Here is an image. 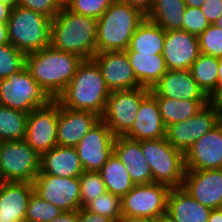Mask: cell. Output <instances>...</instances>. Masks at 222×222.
<instances>
[{
	"mask_svg": "<svg viewBox=\"0 0 222 222\" xmlns=\"http://www.w3.org/2000/svg\"><path fill=\"white\" fill-rule=\"evenodd\" d=\"M111 91L93 60H83L56 101L72 110L91 111L102 116Z\"/></svg>",
	"mask_w": 222,
	"mask_h": 222,
	"instance_id": "1",
	"label": "cell"
},
{
	"mask_svg": "<svg viewBox=\"0 0 222 222\" xmlns=\"http://www.w3.org/2000/svg\"><path fill=\"white\" fill-rule=\"evenodd\" d=\"M84 59L73 53L47 46L27 54V69L32 78L53 99L64 91Z\"/></svg>",
	"mask_w": 222,
	"mask_h": 222,
	"instance_id": "2",
	"label": "cell"
},
{
	"mask_svg": "<svg viewBox=\"0 0 222 222\" xmlns=\"http://www.w3.org/2000/svg\"><path fill=\"white\" fill-rule=\"evenodd\" d=\"M97 25L96 18L61 8L51 21L50 45L90 60L96 53Z\"/></svg>",
	"mask_w": 222,
	"mask_h": 222,
	"instance_id": "3",
	"label": "cell"
},
{
	"mask_svg": "<svg viewBox=\"0 0 222 222\" xmlns=\"http://www.w3.org/2000/svg\"><path fill=\"white\" fill-rule=\"evenodd\" d=\"M145 18L138 8L115 0L97 19L96 52L125 51Z\"/></svg>",
	"mask_w": 222,
	"mask_h": 222,
	"instance_id": "4",
	"label": "cell"
},
{
	"mask_svg": "<svg viewBox=\"0 0 222 222\" xmlns=\"http://www.w3.org/2000/svg\"><path fill=\"white\" fill-rule=\"evenodd\" d=\"M51 21L41 13L16 6L7 22L9 43L26 54L50 46Z\"/></svg>",
	"mask_w": 222,
	"mask_h": 222,
	"instance_id": "5",
	"label": "cell"
},
{
	"mask_svg": "<svg viewBox=\"0 0 222 222\" xmlns=\"http://www.w3.org/2000/svg\"><path fill=\"white\" fill-rule=\"evenodd\" d=\"M141 150L150 165L153 182L181 188L184 180V154L166 138L142 140Z\"/></svg>",
	"mask_w": 222,
	"mask_h": 222,
	"instance_id": "6",
	"label": "cell"
},
{
	"mask_svg": "<svg viewBox=\"0 0 222 222\" xmlns=\"http://www.w3.org/2000/svg\"><path fill=\"white\" fill-rule=\"evenodd\" d=\"M53 99L32 78L27 67L0 80V105L27 114L48 105Z\"/></svg>",
	"mask_w": 222,
	"mask_h": 222,
	"instance_id": "7",
	"label": "cell"
},
{
	"mask_svg": "<svg viewBox=\"0 0 222 222\" xmlns=\"http://www.w3.org/2000/svg\"><path fill=\"white\" fill-rule=\"evenodd\" d=\"M39 155L25 140L0 144V178L4 182H30L40 172Z\"/></svg>",
	"mask_w": 222,
	"mask_h": 222,
	"instance_id": "8",
	"label": "cell"
},
{
	"mask_svg": "<svg viewBox=\"0 0 222 222\" xmlns=\"http://www.w3.org/2000/svg\"><path fill=\"white\" fill-rule=\"evenodd\" d=\"M149 93L150 89L145 87L111 91L101 120L115 136H124L134 124L141 101Z\"/></svg>",
	"mask_w": 222,
	"mask_h": 222,
	"instance_id": "9",
	"label": "cell"
},
{
	"mask_svg": "<svg viewBox=\"0 0 222 222\" xmlns=\"http://www.w3.org/2000/svg\"><path fill=\"white\" fill-rule=\"evenodd\" d=\"M171 187L162 183L135 185L121 198L122 216L155 219L167 213Z\"/></svg>",
	"mask_w": 222,
	"mask_h": 222,
	"instance_id": "10",
	"label": "cell"
},
{
	"mask_svg": "<svg viewBox=\"0 0 222 222\" xmlns=\"http://www.w3.org/2000/svg\"><path fill=\"white\" fill-rule=\"evenodd\" d=\"M221 121V113L211 104L206 105L196 115L166 127V140L183 154L201 136Z\"/></svg>",
	"mask_w": 222,
	"mask_h": 222,
	"instance_id": "11",
	"label": "cell"
},
{
	"mask_svg": "<svg viewBox=\"0 0 222 222\" xmlns=\"http://www.w3.org/2000/svg\"><path fill=\"white\" fill-rule=\"evenodd\" d=\"M34 192L62 211L81 208L79 177H57L41 172L33 181Z\"/></svg>",
	"mask_w": 222,
	"mask_h": 222,
	"instance_id": "12",
	"label": "cell"
},
{
	"mask_svg": "<svg viewBox=\"0 0 222 222\" xmlns=\"http://www.w3.org/2000/svg\"><path fill=\"white\" fill-rule=\"evenodd\" d=\"M59 103L52 100L48 105L28 114L25 141L39 155L57 146V122Z\"/></svg>",
	"mask_w": 222,
	"mask_h": 222,
	"instance_id": "13",
	"label": "cell"
},
{
	"mask_svg": "<svg viewBox=\"0 0 222 222\" xmlns=\"http://www.w3.org/2000/svg\"><path fill=\"white\" fill-rule=\"evenodd\" d=\"M115 135L100 120L75 146L84 171L98 172L113 153Z\"/></svg>",
	"mask_w": 222,
	"mask_h": 222,
	"instance_id": "14",
	"label": "cell"
},
{
	"mask_svg": "<svg viewBox=\"0 0 222 222\" xmlns=\"http://www.w3.org/2000/svg\"><path fill=\"white\" fill-rule=\"evenodd\" d=\"M185 170L222 169V121L184 153Z\"/></svg>",
	"mask_w": 222,
	"mask_h": 222,
	"instance_id": "15",
	"label": "cell"
},
{
	"mask_svg": "<svg viewBox=\"0 0 222 222\" xmlns=\"http://www.w3.org/2000/svg\"><path fill=\"white\" fill-rule=\"evenodd\" d=\"M99 66L110 91L141 87L125 51L96 52L92 58Z\"/></svg>",
	"mask_w": 222,
	"mask_h": 222,
	"instance_id": "16",
	"label": "cell"
},
{
	"mask_svg": "<svg viewBox=\"0 0 222 222\" xmlns=\"http://www.w3.org/2000/svg\"><path fill=\"white\" fill-rule=\"evenodd\" d=\"M182 188L210 209L222 207V169L185 170Z\"/></svg>",
	"mask_w": 222,
	"mask_h": 222,
	"instance_id": "17",
	"label": "cell"
},
{
	"mask_svg": "<svg viewBox=\"0 0 222 222\" xmlns=\"http://www.w3.org/2000/svg\"><path fill=\"white\" fill-rule=\"evenodd\" d=\"M200 54L196 35L181 29L166 31L162 56L168 70H189Z\"/></svg>",
	"mask_w": 222,
	"mask_h": 222,
	"instance_id": "18",
	"label": "cell"
},
{
	"mask_svg": "<svg viewBox=\"0 0 222 222\" xmlns=\"http://www.w3.org/2000/svg\"><path fill=\"white\" fill-rule=\"evenodd\" d=\"M100 120L101 116L94 112L72 110L59 104L57 144L75 147Z\"/></svg>",
	"mask_w": 222,
	"mask_h": 222,
	"instance_id": "19",
	"label": "cell"
},
{
	"mask_svg": "<svg viewBox=\"0 0 222 222\" xmlns=\"http://www.w3.org/2000/svg\"><path fill=\"white\" fill-rule=\"evenodd\" d=\"M154 97L180 100H210L195 82L189 70H168L150 89Z\"/></svg>",
	"mask_w": 222,
	"mask_h": 222,
	"instance_id": "20",
	"label": "cell"
},
{
	"mask_svg": "<svg viewBox=\"0 0 222 222\" xmlns=\"http://www.w3.org/2000/svg\"><path fill=\"white\" fill-rule=\"evenodd\" d=\"M124 136L137 141L166 137V125L161 117L157 99L151 93L141 101L134 124Z\"/></svg>",
	"mask_w": 222,
	"mask_h": 222,
	"instance_id": "21",
	"label": "cell"
},
{
	"mask_svg": "<svg viewBox=\"0 0 222 222\" xmlns=\"http://www.w3.org/2000/svg\"><path fill=\"white\" fill-rule=\"evenodd\" d=\"M113 153L125 165L135 185L153 182L150 165L141 150V141L115 136Z\"/></svg>",
	"mask_w": 222,
	"mask_h": 222,
	"instance_id": "22",
	"label": "cell"
},
{
	"mask_svg": "<svg viewBox=\"0 0 222 222\" xmlns=\"http://www.w3.org/2000/svg\"><path fill=\"white\" fill-rule=\"evenodd\" d=\"M30 182H3L0 188V222L25 221L30 196Z\"/></svg>",
	"mask_w": 222,
	"mask_h": 222,
	"instance_id": "23",
	"label": "cell"
},
{
	"mask_svg": "<svg viewBox=\"0 0 222 222\" xmlns=\"http://www.w3.org/2000/svg\"><path fill=\"white\" fill-rule=\"evenodd\" d=\"M84 171L77 150L70 146H55L41 155L40 172L57 177H79Z\"/></svg>",
	"mask_w": 222,
	"mask_h": 222,
	"instance_id": "24",
	"label": "cell"
},
{
	"mask_svg": "<svg viewBox=\"0 0 222 222\" xmlns=\"http://www.w3.org/2000/svg\"><path fill=\"white\" fill-rule=\"evenodd\" d=\"M210 212L182 187L172 188L168 195L167 213L176 222H208Z\"/></svg>",
	"mask_w": 222,
	"mask_h": 222,
	"instance_id": "25",
	"label": "cell"
},
{
	"mask_svg": "<svg viewBox=\"0 0 222 222\" xmlns=\"http://www.w3.org/2000/svg\"><path fill=\"white\" fill-rule=\"evenodd\" d=\"M135 77L141 87L152 89L160 78L168 71L162 54H140L126 52Z\"/></svg>",
	"mask_w": 222,
	"mask_h": 222,
	"instance_id": "26",
	"label": "cell"
},
{
	"mask_svg": "<svg viewBox=\"0 0 222 222\" xmlns=\"http://www.w3.org/2000/svg\"><path fill=\"white\" fill-rule=\"evenodd\" d=\"M166 31L145 18L133 34L126 52L162 54Z\"/></svg>",
	"mask_w": 222,
	"mask_h": 222,
	"instance_id": "27",
	"label": "cell"
},
{
	"mask_svg": "<svg viewBox=\"0 0 222 222\" xmlns=\"http://www.w3.org/2000/svg\"><path fill=\"white\" fill-rule=\"evenodd\" d=\"M185 8L184 0H153L146 18L165 31L183 30Z\"/></svg>",
	"mask_w": 222,
	"mask_h": 222,
	"instance_id": "28",
	"label": "cell"
},
{
	"mask_svg": "<svg viewBox=\"0 0 222 222\" xmlns=\"http://www.w3.org/2000/svg\"><path fill=\"white\" fill-rule=\"evenodd\" d=\"M157 99L160 114L167 126L196 115L210 100H180L167 97H155Z\"/></svg>",
	"mask_w": 222,
	"mask_h": 222,
	"instance_id": "29",
	"label": "cell"
},
{
	"mask_svg": "<svg viewBox=\"0 0 222 222\" xmlns=\"http://www.w3.org/2000/svg\"><path fill=\"white\" fill-rule=\"evenodd\" d=\"M98 172L105 183L106 190L119 198L135 186L125 165L114 153Z\"/></svg>",
	"mask_w": 222,
	"mask_h": 222,
	"instance_id": "30",
	"label": "cell"
},
{
	"mask_svg": "<svg viewBox=\"0 0 222 222\" xmlns=\"http://www.w3.org/2000/svg\"><path fill=\"white\" fill-rule=\"evenodd\" d=\"M220 58L200 54L189 71L195 82L211 98L218 87V69Z\"/></svg>",
	"mask_w": 222,
	"mask_h": 222,
	"instance_id": "31",
	"label": "cell"
},
{
	"mask_svg": "<svg viewBox=\"0 0 222 222\" xmlns=\"http://www.w3.org/2000/svg\"><path fill=\"white\" fill-rule=\"evenodd\" d=\"M28 114L0 105V140H24Z\"/></svg>",
	"mask_w": 222,
	"mask_h": 222,
	"instance_id": "32",
	"label": "cell"
},
{
	"mask_svg": "<svg viewBox=\"0 0 222 222\" xmlns=\"http://www.w3.org/2000/svg\"><path fill=\"white\" fill-rule=\"evenodd\" d=\"M85 208L92 213L101 214L111 221L120 220L122 217L121 198L108 191L96 196Z\"/></svg>",
	"mask_w": 222,
	"mask_h": 222,
	"instance_id": "33",
	"label": "cell"
},
{
	"mask_svg": "<svg viewBox=\"0 0 222 222\" xmlns=\"http://www.w3.org/2000/svg\"><path fill=\"white\" fill-rule=\"evenodd\" d=\"M26 65V53L19 51L10 43L0 47V80L25 69Z\"/></svg>",
	"mask_w": 222,
	"mask_h": 222,
	"instance_id": "34",
	"label": "cell"
},
{
	"mask_svg": "<svg viewBox=\"0 0 222 222\" xmlns=\"http://www.w3.org/2000/svg\"><path fill=\"white\" fill-rule=\"evenodd\" d=\"M62 210L50 202L43 200L34 191L30 196L26 222H49L50 220L58 217Z\"/></svg>",
	"mask_w": 222,
	"mask_h": 222,
	"instance_id": "35",
	"label": "cell"
},
{
	"mask_svg": "<svg viewBox=\"0 0 222 222\" xmlns=\"http://www.w3.org/2000/svg\"><path fill=\"white\" fill-rule=\"evenodd\" d=\"M81 208H84L96 196L106 192V186L99 172L83 171L79 176Z\"/></svg>",
	"mask_w": 222,
	"mask_h": 222,
	"instance_id": "36",
	"label": "cell"
},
{
	"mask_svg": "<svg viewBox=\"0 0 222 222\" xmlns=\"http://www.w3.org/2000/svg\"><path fill=\"white\" fill-rule=\"evenodd\" d=\"M198 37L200 52L216 58H222V29L210 24Z\"/></svg>",
	"mask_w": 222,
	"mask_h": 222,
	"instance_id": "37",
	"label": "cell"
},
{
	"mask_svg": "<svg viewBox=\"0 0 222 222\" xmlns=\"http://www.w3.org/2000/svg\"><path fill=\"white\" fill-rule=\"evenodd\" d=\"M115 0H72L67 9L80 15L100 18Z\"/></svg>",
	"mask_w": 222,
	"mask_h": 222,
	"instance_id": "38",
	"label": "cell"
},
{
	"mask_svg": "<svg viewBox=\"0 0 222 222\" xmlns=\"http://www.w3.org/2000/svg\"><path fill=\"white\" fill-rule=\"evenodd\" d=\"M210 23L199 7L186 6L184 11L183 30L193 34L200 35L204 32Z\"/></svg>",
	"mask_w": 222,
	"mask_h": 222,
	"instance_id": "39",
	"label": "cell"
},
{
	"mask_svg": "<svg viewBox=\"0 0 222 222\" xmlns=\"http://www.w3.org/2000/svg\"><path fill=\"white\" fill-rule=\"evenodd\" d=\"M18 6L41 13L54 19L61 11L55 0H19Z\"/></svg>",
	"mask_w": 222,
	"mask_h": 222,
	"instance_id": "40",
	"label": "cell"
},
{
	"mask_svg": "<svg viewBox=\"0 0 222 222\" xmlns=\"http://www.w3.org/2000/svg\"><path fill=\"white\" fill-rule=\"evenodd\" d=\"M200 8L208 22L215 24L222 15V0H205Z\"/></svg>",
	"mask_w": 222,
	"mask_h": 222,
	"instance_id": "41",
	"label": "cell"
},
{
	"mask_svg": "<svg viewBox=\"0 0 222 222\" xmlns=\"http://www.w3.org/2000/svg\"><path fill=\"white\" fill-rule=\"evenodd\" d=\"M77 222H112L101 214L88 211L85 207L78 210Z\"/></svg>",
	"mask_w": 222,
	"mask_h": 222,
	"instance_id": "42",
	"label": "cell"
},
{
	"mask_svg": "<svg viewBox=\"0 0 222 222\" xmlns=\"http://www.w3.org/2000/svg\"><path fill=\"white\" fill-rule=\"evenodd\" d=\"M119 1L129 4L132 7L138 8L145 15L149 12L153 3V0H119Z\"/></svg>",
	"mask_w": 222,
	"mask_h": 222,
	"instance_id": "43",
	"label": "cell"
},
{
	"mask_svg": "<svg viewBox=\"0 0 222 222\" xmlns=\"http://www.w3.org/2000/svg\"><path fill=\"white\" fill-rule=\"evenodd\" d=\"M210 103L222 114V81H218L217 90L211 96Z\"/></svg>",
	"mask_w": 222,
	"mask_h": 222,
	"instance_id": "44",
	"label": "cell"
},
{
	"mask_svg": "<svg viewBox=\"0 0 222 222\" xmlns=\"http://www.w3.org/2000/svg\"><path fill=\"white\" fill-rule=\"evenodd\" d=\"M78 210L76 211H62V213L50 220L49 222H77Z\"/></svg>",
	"mask_w": 222,
	"mask_h": 222,
	"instance_id": "45",
	"label": "cell"
},
{
	"mask_svg": "<svg viewBox=\"0 0 222 222\" xmlns=\"http://www.w3.org/2000/svg\"><path fill=\"white\" fill-rule=\"evenodd\" d=\"M12 8L0 2V23H7Z\"/></svg>",
	"mask_w": 222,
	"mask_h": 222,
	"instance_id": "46",
	"label": "cell"
},
{
	"mask_svg": "<svg viewBox=\"0 0 222 222\" xmlns=\"http://www.w3.org/2000/svg\"><path fill=\"white\" fill-rule=\"evenodd\" d=\"M9 44L7 23H0V47Z\"/></svg>",
	"mask_w": 222,
	"mask_h": 222,
	"instance_id": "47",
	"label": "cell"
},
{
	"mask_svg": "<svg viewBox=\"0 0 222 222\" xmlns=\"http://www.w3.org/2000/svg\"><path fill=\"white\" fill-rule=\"evenodd\" d=\"M208 222H222V207L211 209Z\"/></svg>",
	"mask_w": 222,
	"mask_h": 222,
	"instance_id": "48",
	"label": "cell"
},
{
	"mask_svg": "<svg viewBox=\"0 0 222 222\" xmlns=\"http://www.w3.org/2000/svg\"><path fill=\"white\" fill-rule=\"evenodd\" d=\"M122 222H154V219L146 217H134V216H122L120 218Z\"/></svg>",
	"mask_w": 222,
	"mask_h": 222,
	"instance_id": "49",
	"label": "cell"
},
{
	"mask_svg": "<svg viewBox=\"0 0 222 222\" xmlns=\"http://www.w3.org/2000/svg\"><path fill=\"white\" fill-rule=\"evenodd\" d=\"M154 222H176L168 213L160 215L154 219Z\"/></svg>",
	"mask_w": 222,
	"mask_h": 222,
	"instance_id": "50",
	"label": "cell"
},
{
	"mask_svg": "<svg viewBox=\"0 0 222 222\" xmlns=\"http://www.w3.org/2000/svg\"><path fill=\"white\" fill-rule=\"evenodd\" d=\"M205 0H184L186 6L189 7H201Z\"/></svg>",
	"mask_w": 222,
	"mask_h": 222,
	"instance_id": "51",
	"label": "cell"
},
{
	"mask_svg": "<svg viewBox=\"0 0 222 222\" xmlns=\"http://www.w3.org/2000/svg\"><path fill=\"white\" fill-rule=\"evenodd\" d=\"M0 2L6 4L7 6L13 9L18 6L19 0H0Z\"/></svg>",
	"mask_w": 222,
	"mask_h": 222,
	"instance_id": "52",
	"label": "cell"
},
{
	"mask_svg": "<svg viewBox=\"0 0 222 222\" xmlns=\"http://www.w3.org/2000/svg\"><path fill=\"white\" fill-rule=\"evenodd\" d=\"M60 8H67L72 0H55Z\"/></svg>",
	"mask_w": 222,
	"mask_h": 222,
	"instance_id": "53",
	"label": "cell"
},
{
	"mask_svg": "<svg viewBox=\"0 0 222 222\" xmlns=\"http://www.w3.org/2000/svg\"><path fill=\"white\" fill-rule=\"evenodd\" d=\"M218 81H222V58H220V63H219Z\"/></svg>",
	"mask_w": 222,
	"mask_h": 222,
	"instance_id": "54",
	"label": "cell"
},
{
	"mask_svg": "<svg viewBox=\"0 0 222 222\" xmlns=\"http://www.w3.org/2000/svg\"><path fill=\"white\" fill-rule=\"evenodd\" d=\"M214 25L222 29V15L218 18Z\"/></svg>",
	"mask_w": 222,
	"mask_h": 222,
	"instance_id": "55",
	"label": "cell"
},
{
	"mask_svg": "<svg viewBox=\"0 0 222 222\" xmlns=\"http://www.w3.org/2000/svg\"><path fill=\"white\" fill-rule=\"evenodd\" d=\"M3 180L0 178V188H1V186H2V184H3Z\"/></svg>",
	"mask_w": 222,
	"mask_h": 222,
	"instance_id": "56",
	"label": "cell"
}]
</instances>
